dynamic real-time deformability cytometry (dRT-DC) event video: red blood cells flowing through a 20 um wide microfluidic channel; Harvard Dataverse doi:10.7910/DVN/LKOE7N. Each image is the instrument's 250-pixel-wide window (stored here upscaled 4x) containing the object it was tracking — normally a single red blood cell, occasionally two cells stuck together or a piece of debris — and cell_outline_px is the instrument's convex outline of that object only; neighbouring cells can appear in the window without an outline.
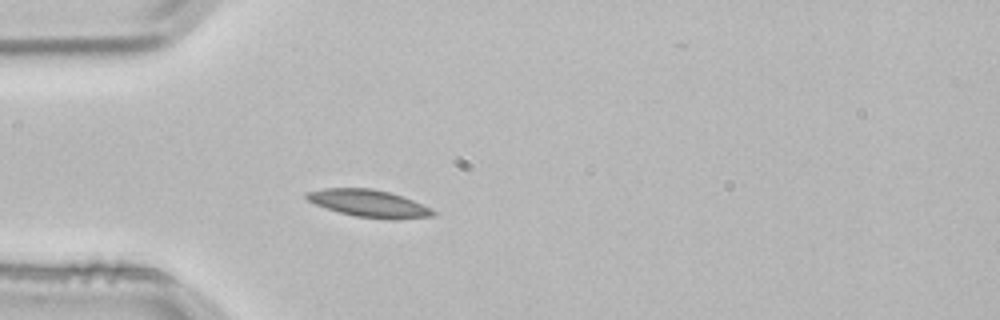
{"species": "common noctule bat (a hibernating species)", "species_latin": "Nyctalus noctula", "temperature_condition": "room temperature", "stored_images_in_passage": 2, "camera_frame_rate_fps": 3000, "um_per_image_px": 0.085, "animal": {"sex": "male", "body_mass_g": 21.5, "forearm_length_mm": 52.0}, "frame": {"image": 1, "passage_image": 2, "time_ms": 0.333, "image_size_px": [1000, 320], "cell_outline_px": [[436, 216], [396, 220], [392, 220], [356, 216], [340, 212], [316, 204], [308, 200], [304, 196], [304, 192], [324, 188], [372, 188], [388, 192], [412, 200], [432, 208], [436, 212]], "centroid_in_image_um": [31.39, 17.29], "position_along_channel_um": 53.6, "area_um2": 20.11}}